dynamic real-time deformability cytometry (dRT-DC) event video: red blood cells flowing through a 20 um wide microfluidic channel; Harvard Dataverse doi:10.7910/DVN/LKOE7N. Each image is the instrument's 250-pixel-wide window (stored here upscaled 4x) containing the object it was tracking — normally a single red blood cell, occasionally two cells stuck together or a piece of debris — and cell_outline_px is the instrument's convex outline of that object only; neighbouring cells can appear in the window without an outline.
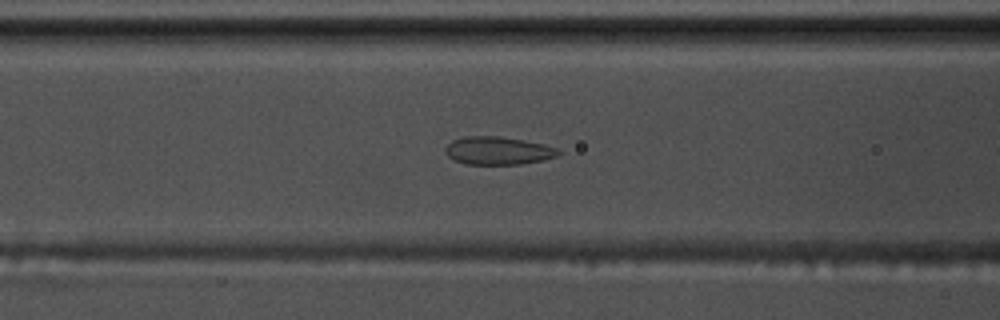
{"species": "common noctule bat (a hibernating species)", "species_latin": "Nyctalus noctula", "temperature_condition": "warm", "stored_images_in_passage": 10, "camera_frame_rate_fps": 3000, "um_per_image_px": 0.085, "animal": {"sex": "male", "body_mass_g": 17.5, "forearm_length_mm": 52.3}, "frame": {"image": 1, "passage_image": 8, "time_ms": 2.333, "image_size_px": [1000, 320], "cell_outline_px": [[560, 152], [556, 156], [544, 160], [520, 164], [464, 164], [448, 156], [444, 148], [452, 140], [464, 136], [500, 136], [524, 140], [544, 144], [556, 148]], "centroid_in_image_um": [42.32, 12.8], "position_along_channel_um": 124.3, "area_um2": 18.38}}